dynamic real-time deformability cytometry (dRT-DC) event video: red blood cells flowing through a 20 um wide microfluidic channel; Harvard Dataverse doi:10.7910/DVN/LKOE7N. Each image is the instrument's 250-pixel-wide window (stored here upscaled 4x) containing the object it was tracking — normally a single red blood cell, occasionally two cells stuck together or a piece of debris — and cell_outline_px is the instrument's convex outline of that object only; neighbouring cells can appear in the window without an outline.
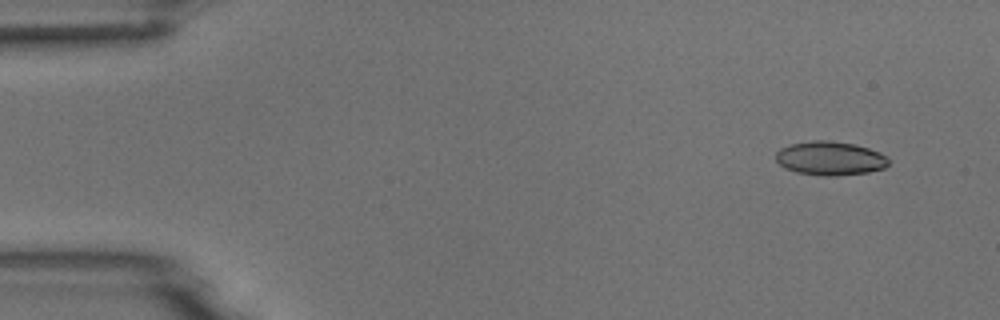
{"species": "common noctule bat (a hibernating species)", "species_latin": "Nyctalus noctula", "temperature_condition": "room temperature", "stored_images_in_passage": 4, "camera_frame_rate_fps": 3000, "um_per_image_px": 0.085, "animal": {"sex": "male", "body_mass_g": 18.8}, "frame": {"image": 1, "passage_image": 1, "time_ms": 0.0, "image_size_px": [1000, 320], "cell_outline_px": [[888, 164], [884, 168], [868, 172], [836, 176], [824, 176], [796, 172], [784, 168], [776, 160], [776, 152], [780, 148], [792, 144], [812, 140], [828, 140], [856, 144], [880, 152], [888, 156]], "centroid_in_image_um": [70.57, 13.45], "position_along_channel_um": 14.4, "area_um2": 22.37}}
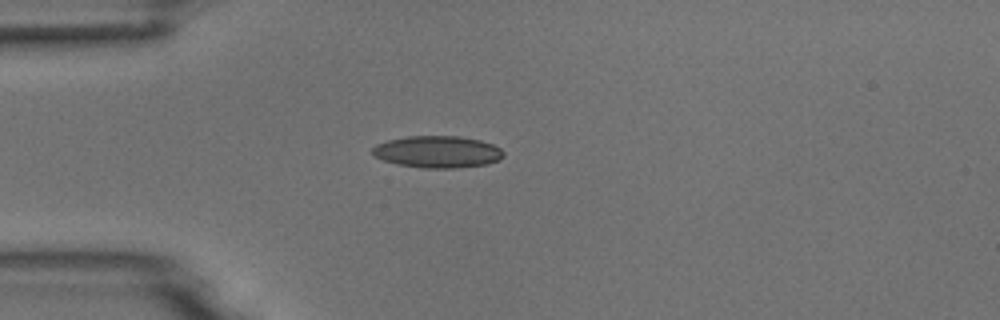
{"frame": {"image": 2, "passage_image": 4, "time_ms": 3.333, "image_size_px": [1000, 320], "cell_outline_px": [[504, 156], [500, 160], [484, 164], [452, 168], [424, 168], [400, 164], [384, 160], [372, 156], [372, 148], [376, 144], [388, 140], [408, 136], [460, 136], [480, 140], [492, 144], [500, 148], [504, 152]], "centroid_in_image_um": [37.19, 12.89], "position_along_channel_um": 47.8, "area_um2": 24.28}}